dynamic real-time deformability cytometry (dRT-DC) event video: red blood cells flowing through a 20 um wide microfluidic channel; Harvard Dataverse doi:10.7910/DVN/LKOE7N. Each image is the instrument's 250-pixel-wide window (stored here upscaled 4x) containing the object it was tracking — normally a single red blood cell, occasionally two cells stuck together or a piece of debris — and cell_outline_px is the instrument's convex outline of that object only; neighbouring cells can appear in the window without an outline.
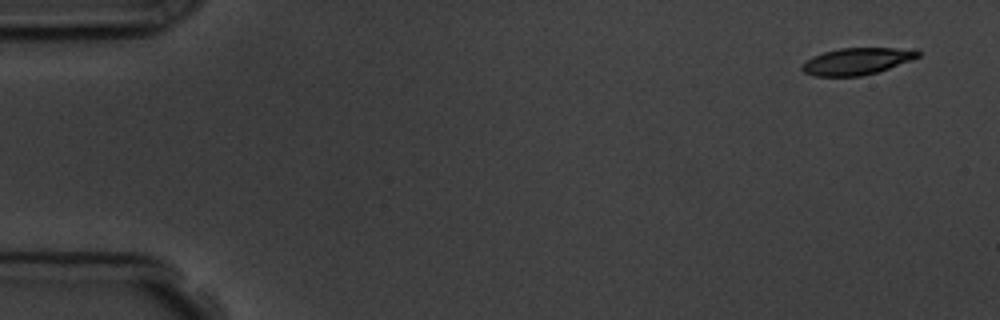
{"species": "common noctule bat (a hibernating species)", "species_latin": "Nyctalus noctula", "temperature_condition": "room temperature", "stored_images_in_passage": 5, "camera_frame_rate_fps": 3000, "um_per_image_px": 0.085, "animal": {"sex": "male", "body_mass_g": 19.5, "forearm_length_mm": 54.6}, "frame": {"image": 1, "passage_image": 1, "time_ms": 0.0, "image_size_px": [1000, 320], "cell_outline_px": [[920, 56], [888, 68], [876, 72], [860, 76], [816, 76], [804, 72], [800, 68], [812, 56], [824, 52], [840, 48], [916, 48], [920, 52]], "centroid_in_image_um": [72.85, 5.19], "position_along_channel_um": 12.1, "area_um2": 17.92}}
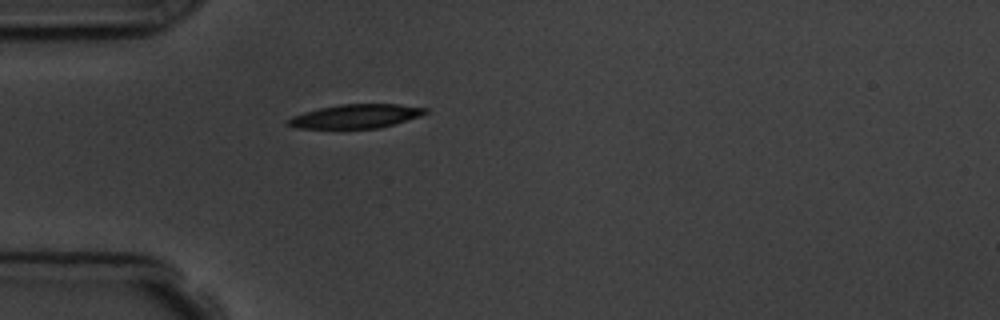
{"frame": {"image": 2, "passage_image": 5, "time_ms": 4.333, "image_size_px": [1000, 320], "cell_outline_px": [[428, 112], [420, 116], [380, 128], [296, 128], [284, 124], [284, 120], [292, 116], [304, 112], [320, 108], [340, 104], [400, 104], [428, 108]], "centroid_in_image_um": [30.21, 9.88], "position_along_channel_um": 54.8, "area_um2": 19.19}}